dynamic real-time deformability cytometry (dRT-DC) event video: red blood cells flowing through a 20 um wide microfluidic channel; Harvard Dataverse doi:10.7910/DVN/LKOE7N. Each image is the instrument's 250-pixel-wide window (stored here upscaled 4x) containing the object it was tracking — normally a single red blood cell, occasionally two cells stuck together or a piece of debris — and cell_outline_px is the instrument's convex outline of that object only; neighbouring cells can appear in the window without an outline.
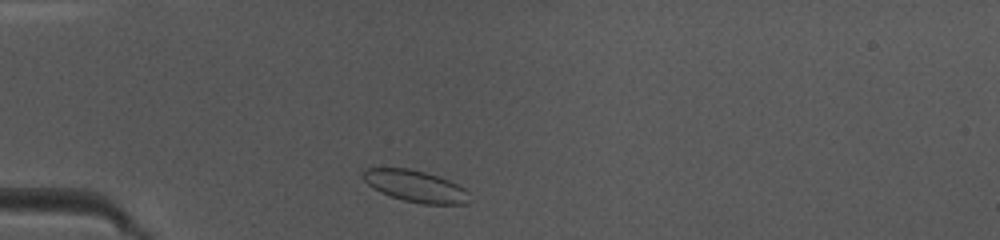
{"species": "common noctule bat (a hibernating species)", "species_latin": "Nyctalus noctula", "temperature_condition": "warm", "stored_images_in_passage": 37, "camera_frame_rate_fps": 3000, "um_per_image_px": 0.085, "animal": {"sex": "female", "body_mass_g": 10.0, "forearm_length_mm": 53.1}, "frame": {"image": 1, "passage_image": 2, "time_ms": 0.333, "image_size_px": [1000, 240], "cell_outline_px": [[468, 192], [464, 204], [420, 204], [404, 200], [380, 192], [368, 184], [360, 176], [360, 172], [368, 168], [408, 168], [424, 172], [448, 180], [464, 188]], "centroid_in_image_um": [35.24, 15.81], "position_along_channel_um": 49.8, "area_um2": 19.31}}
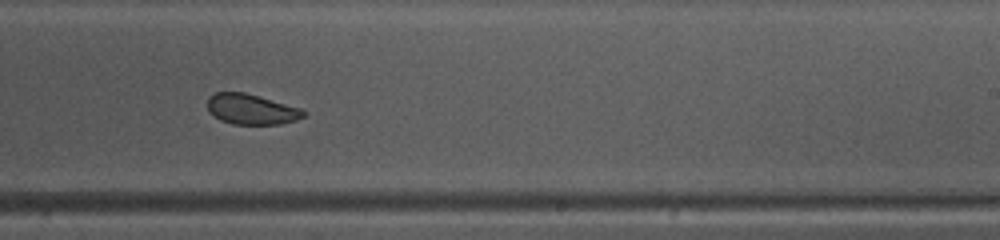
{"frame": {"image": 2, "passage_image": 19, "time_ms": 6.0, "image_size_px": [1000, 240], "cell_outline_px": [[308, 112], [304, 116], [296, 120], [280, 124], [232, 124], [220, 120], [208, 112], [208, 96], [216, 92], [244, 92], [300, 108]], "centroid_in_image_um": [21.34, 9.29], "position_along_channel_um": 267.7, "area_um2": 16.99}}
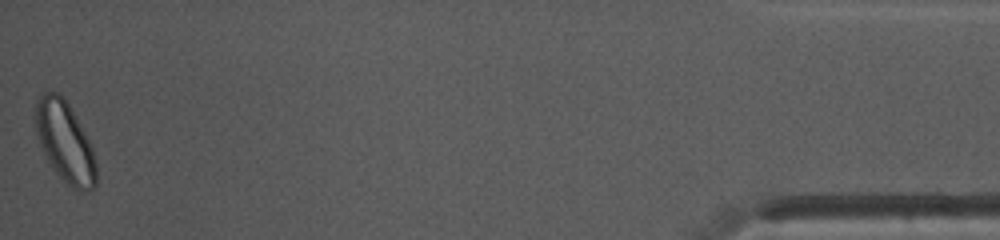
{"frame": {"image": 3, "passage_image": 37, "time_ms": 12.0, "image_size_px": [1000, 240], "cell_outline_px": [[96, 184], [88, 192], [80, 192], [72, 188], [56, 172], [48, 160], [40, 144], [36, 132], [36, 100], [40, 92], [60, 92], [64, 96], [84, 132], [92, 148], [96, 160]], "centroid_in_image_um": [5.53, 12.05], "position_along_channel_um": 429.7, "area_um2": 28.32}, "authors_computed_cell_mechanics": {"area_um2": 18.6694, "velocity_mm_per_s": 4.1, "shape_relaxation_time_tau1_ms": 1.4384, "shape_relaxation_time_tau2_ms": 0.9443, "deformation_change_tau1": 0.0501, "deformation_change_tau2": 0.0385}}